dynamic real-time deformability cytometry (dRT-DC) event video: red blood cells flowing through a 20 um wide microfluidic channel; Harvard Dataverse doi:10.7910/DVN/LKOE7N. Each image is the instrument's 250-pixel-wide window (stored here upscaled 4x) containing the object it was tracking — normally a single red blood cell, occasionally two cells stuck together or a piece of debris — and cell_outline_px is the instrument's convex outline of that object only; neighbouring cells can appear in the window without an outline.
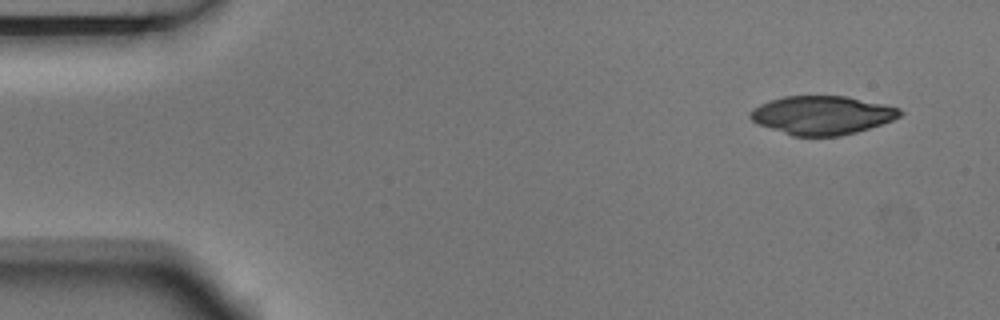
{"species": "Egyptian fruit bat (a non-hibernating species)", "species_latin": "Rousettus aegyptiacus", "temperature_condition": "room temperature", "stored_images_in_passage": 5, "segment_of_instrument_passage": [1, 2], "camera_frame_rate_fps": 3000, "um_per_image_px": 0.085, "animal": {"sex": "male"}, "frame": {"image": 1, "passage_image": 1, "time_ms": 0.0, "image_size_px": [1000, 320], "cell_outline_px": [[904, 112], [900, 116], [892, 120], [856, 132], [840, 136], [792, 136], [760, 124], [752, 120], [748, 116], [748, 112], [752, 108], [768, 100], [784, 96], [848, 96], [884, 104], [900, 108]], "centroid_in_image_um": [69.86, 9.78], "position_along_channel_um": 15.1, "area_um2": 33.7}}